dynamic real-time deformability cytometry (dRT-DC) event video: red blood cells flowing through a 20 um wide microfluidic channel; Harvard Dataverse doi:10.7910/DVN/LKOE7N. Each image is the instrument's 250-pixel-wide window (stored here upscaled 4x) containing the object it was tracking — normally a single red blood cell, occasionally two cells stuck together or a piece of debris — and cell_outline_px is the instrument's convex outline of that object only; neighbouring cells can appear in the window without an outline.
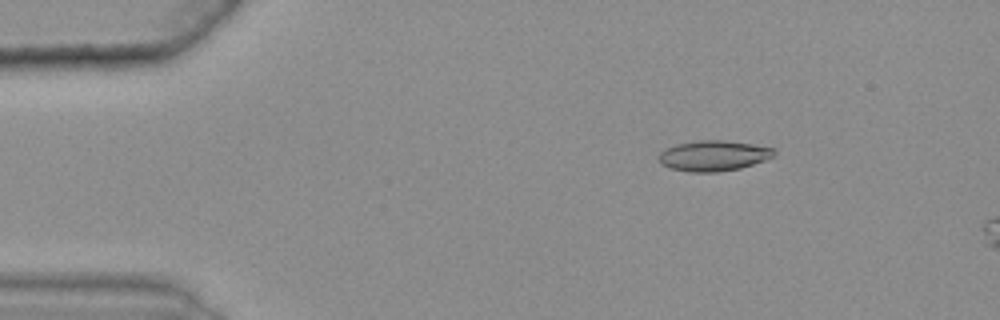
{"species": "common noctule bat (a hibernating species)", "species_latin": "Nyctalus noctula", "temperature_condition": "warm", "stored_images_in_passage": 10, "camera_frame_rate_fps": 3000, "um_per_image_px": 0.085, "animal": {"sex": "female", "body_mass_g": 25.1}, "frame": {"image": 1, "passage_image": 9, "time_ms": 2.667, "image_size_px": [1000, 320], "cell_outline_px": [[776, 152], [772, 156], [764, 160], [740, 168], [716, 172], [688, 172], [668, 168], [660, 164], [660, 152], [664, 148], [676, 144], [700, 140], [724, 140], [752, 144], [776, 148]], "centroid_in_image_um": [60.62, 13.23], "position_along_channel_um": 24.4, "area_um2": 20.52}}